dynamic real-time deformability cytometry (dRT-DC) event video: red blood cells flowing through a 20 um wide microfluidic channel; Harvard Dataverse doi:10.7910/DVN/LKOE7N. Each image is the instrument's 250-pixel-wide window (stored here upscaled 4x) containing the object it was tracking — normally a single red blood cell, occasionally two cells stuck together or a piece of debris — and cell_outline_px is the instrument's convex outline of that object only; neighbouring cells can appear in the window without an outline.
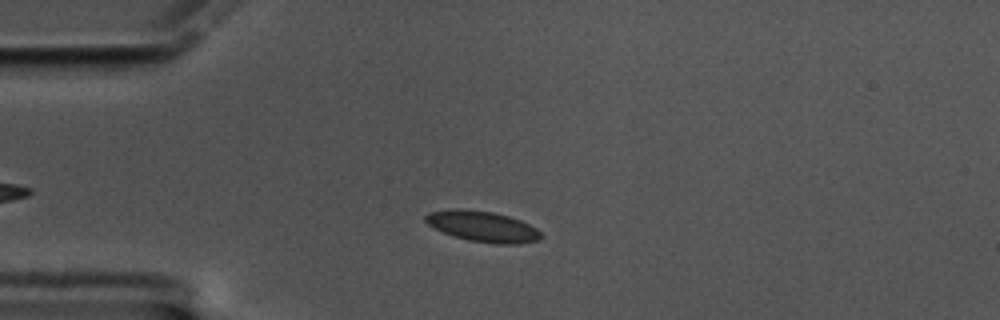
{"species": "common noctule bat (a hibernating species)", "species_latin": "Nyctalus noctula", "temperature_condition": "cold", "stored_images_in_passage": 45, "camera_frame_rate_fps": 3000, "um_per_image_px": 0.085, "animal": {"sex": "male", "body_mass_g": 17.5, "forearm_length_mm": 52.3}, "frame": {"image": 1, "passage_image": 10, "time_ms": 3.0, "image_size_px": [1000, 320], "cell_outline_px": [[544, 236], [540, 240], [520, 244], [496, 244], [468, 240], [444, 232], [428, 224], [424, 220], [424, 216], [428, 212], [452, 208], [460, 208], [492, 212], [508, 216], [520, 220], [536, 228]], "centroid_in_image_um": [41.04, 19.24], "position_along_channel_um": 44.0, "area_um2": 20.69}}
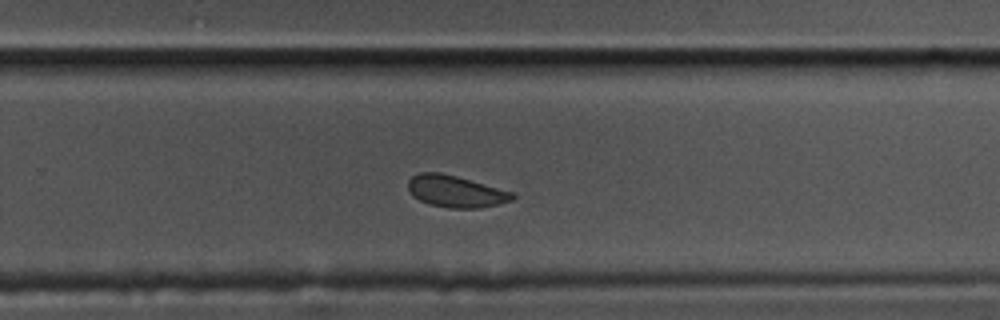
{"frame": {"image": 2, "passage_image": 34, "time_ms": 11.0, "image_size_px": [1000, 320], "cell_outline_px": [[516, 196], [512, 200], [496, 204], [476, 208], [448, 208], [428, 204], [412, 196], [408, 192], [408, 180], [412, 176], [420, 172], [440, 172], [456, 176], [512, 192]], "centroid_in_image_um": [38.66, 16.27], "position_along_channel_um": 291.1, "area_um2": 19.19}}
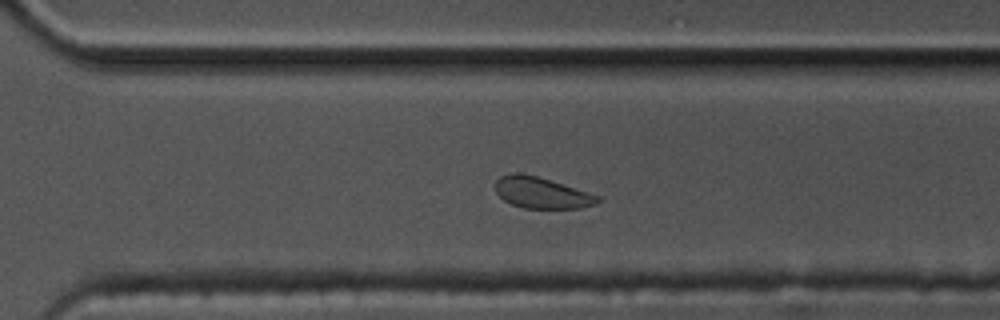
{"frame": {"image": 3, "passage_image": 37, "time_ms": 12.0, "image_size_px": [1000, 320], "cell_outline_px": [[600, 200], [596, 204], [580, 208], [524, 208], [512, 204], [504, 200], [496, 192], [496, 180], [500, 176], [512, 172], [520, 172], [536, 176], [588, 192], [600, 196]], "centroid_in_image_um": [46.02, 16.38], "position_along_channel_um": 324.6, "area_um2": 18.44}, "authors_computed_cell_mechanics": {"area_um2": 19.8254, "velocity_mm_per_s": 3.3441, "shape_relaxation_time_tau1_ms": 5.3999, "shape_relaxation_time_tau2_ms": 3.1952, "deformation_change_tau1": 0.0707, "deformation_change_tau2": 0.0708}}